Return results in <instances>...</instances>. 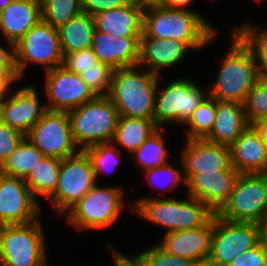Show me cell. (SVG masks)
I'll return each instance as SVG.
<instances>
[{
    "label": "cell",
    "mask_w": 267,
    "mask_h": 266,
    "mask_svg": "<svg viewBox=\"0 0 267 266\" xmlns=\"http://www.w3.org/2000/svg\"><path fill=\"white\" fill-rule=\"evenodd\" d=\"M214 28L201 13L155 2L145 4L141 37L175 39L184 42L191 50H198L215 38Z\"/></svg>",
    "instance_id": "cell-1"
},
{
    "label": "cell",
    "mask_w": 267,
    "mask_h": 266,
    "mask_svg": "<svg viewBox=\"0 0 267 266\" xmlns=\"http://www.w3.org/2000/svg\"><path fill=\"white\" fill-rule=\"evenodd\" d=\"M231 34V46L220 61L218 77L208 93L219 101L244 104L261 74L251 50L234 32Z\"/></svg>",
    "instance_id": "cell-2"
},
{
    "label": "cell",
    "mask_w": 267,
    "mask_h": 266,
    "mask_svg": "<svg viewBox=\"0 0 267 266\" xmlns=\"http://www.w3.org/2000/svg\"><path fill=\"white\" fill-rule=\"evenodd\" d=\"M138 67L114 70L108 97L120 116L153 119L157 84L163 77L139 72Z\"/></svg>",
    "instance_id": "cell-3"
},
{
    "label": "cell",
    "mask_w": 267,
    "mask_h": 266,
    "mask_svg": "<svg viewBox=\"0 0 267 266\" xmlns=\"http://www.w3.org/2000/svg\"><path fill=\"white\" fill-rule=\"evenodd\" d=\"M130 211L166 228L165 233L200 228L215 215L204 203L189 195L185 200L142 197Z\"/></svg>",
    "instance_id": "cell-4"
},
{
    "label": "cell",
    "mask_w": 267,
    "mask_h": 266,
    "mask_svg": "<svg viewBox=\"0 0 267 266\" xmlns=\"http://www.w3.org/2000/svg\"><path fill=\"white\" fill-rule=\"evenodd\" d=\"M74 141L80 151L100 143L112 142L119 112L108 96L94 100L68 112Z\"/></svg>",
    "instance_id": "cell-5"
},
{
    "label": "cell",
    "mask_w": 267,
    "mask_h": 266,
    "mask_svg": "<svg viewBox=\"0 0 267 266\" xmlns=\"http://www.w3.org/2000/svg\"><path fill=\"white\" fill-rule=\"evenodd\" d=\"M40 222L0 226V266H47Z\"/></svg>",
    "instance_id": "cell-6"
},
{
    "label": "cell",
    "mask_w": 267,
    "mask_h": 266,
    "mask_svg": "<svg viewBox=\"0 0 267 266\" xmlns=\"http://www.w3.org/2000/svg\"><path fill=\"white\" fill-rule=\"evenodd\" d=\"M120 187L93 188L66 213L68 222L78 230L104 229L112 225L124 208Z\"/></svg>",
    "instance_id": "cell-7"
},
{
    "label": "cell",
    "mask_w": 267,
    "mask_h": 266,
    "mask_svg": "<svg viewBox=\"0 0 267 266\" xmlns=\"http://www.w3.org/2000/svg\"><path fill=\"white\" fill-rule=\"evenodd\" d=\"M155 93L153 120L159 128L165 123L185 125L201 102L209 95L190 77L173 79ZM159 91V92H158Z\"/></svg>",
    "instance_id": "cell-8"
},
{
    "label": "cell",
    "mask_w": 267,
    "mask_h": 266,
    "mask_svg": "<svg viewBox=\"0 0 267 266\" xmlns=\"http://www.w3.org/2000/svg\"><path fill=\"white\" fill-rule=\"evenodd\" d=\"M225 220L260 224L267 219V173L239 174L229 201L217 213Z\"/></svg>",
    "instance_id": "cell-9"
},
{
    "label": "cell",
    "mask_w": 267,
    "mask_h": 266,
    "mask_svg": "<svg viewBox=\"0 0 267 266\" xmlns=\"http://www.w3.org/2000/svg\"><path fill=\"white\" fill-rule=\"evenodd\" d=\"M14 52L20 78L30 63L44 65L45 71L63 64L58 30L42 19L14 44Z\"/></svg>",
    "instance_id": "cell-10"
},
{
    "label": "cell",
    "mask_w": 267,
    "mask_h": 266,
    "mask_svg": "<svg viewBox=\"0 0 267 266\" xmlns=\"http://www.w3.org/2000/svg\"><path fill=\"white\" fill-rule=\"evenodd\" d=\"M97 183L91 161L84 151L61 159L58 186L48 198L57 215L65 214Z\"/></svg>",
    "instance_id": "cell-11"
},
{
    "label": "cell",
    "mask_w": 267,
    "mask_h": 266,
    "mask_svg": "<svg viewBox=\"0 0 267 266\" xmlns=\"http://www.w3.org/2000/svg\"><path fill=\"white\" fill-rule=\"evenodd\" d=\"M258 243L259 224L225 220L215 214L208 260L215 266H228Z\"/></svg>",
    "instance_id": "cell-12"
},
{
    "label": "cell",
    "mask_w": 267,
    "mask_h": 266,
    "mask_svg": "<svg viewBox=\"0 0 267 266\" xmlns=\"http://www.w3.org/2000/svg\"><path fill=\"white\" fill-rule=\"evenodd\" d=\"M26 138L47 157L64 159L80 152L72 135L68 112L65 111L47 109Z\"/></svg>",
    "instance_id": "cell-13"
},
{
    "label": "cell",
    "mask_w": 267,
    "mask_h": 266,
    "mask_svg": "<svg viewBox=\"0 0 267 266\" xmlns=\"http://www.w3.org/2000/svg\"><path fill=\"white\" fill-rule=\"evenodd\" d=\"M45 75L49 110L69 112L97 97L79 74L63 65L45 71Z\"/></svg>",
    "instance_id": "cell-14"
},
{
    "label": "cell",
    "mask_w": 267,
    "mask_h": 266,
    "mask_svg": "<svg viewBox=\"0 0 267 266\" xmlns=\"http://www.w3.org/2000/svg\"><path fill=\"white\" fill-rule=\"evenodd\" d=\"M40 209L24 179L0 173V226L30 223Z\"/></svg>",
    "instance_id": "cell-15"
},
{
    "label": "cell",
    "mask_w": 267,
    "mask_h": 266,
    "mask_svg": "<svg viewBox=\"0 0 267 266\" xmlns=\"http://www.w3.org/2000/svg\"><path fill=\"white\" fill-rule=\"evenodd\" d=\"M190 197L204 203L217 214L229 201L239 173L236 170H213L183 173Z\"/></svg>",
    "instance_id": "cell-16"
},
{
    "label": "cell",
    "mask_w": 267,
    "mask_h": 266,
    "mask_svg": "<svg viewBox=\"0 0 267 266\" xmlns=\"http://www.w3.org/2000/svg\"><path fill=\"white\" fill-rule=\"evenodd\" d=\"M8 95H5L0 107L2 123L27 135L42 118L47 107L40 105L38 92L31 85L17 90L13 95L10 93Z\"/></svg>",
    "instance_id": "cell-17"
},
{
    "label": "cell",
    "mask_w": 267,
    "mask_h": 266,
    "mask_svg": "<svg viewBox=\"0 0 267 266\" xmlns=\"http://www.w3.org/2000/svg\"><path fill=\"white\" fill-rule=\"evenodd\" d=\"M181 151L183 173H199L213 170H235L231 165L230 147L205 139H186Z\"/></svg>",
    "instance_id": "cell-18"
},
{
    "label": "cell",
    "mask_w": 267,
    "mask_h": 266,
    "mask_svg": "<svg viewBox=\"0 0 267 266\" xmlns=\"http://www.w3.org/2000/svg\"><path fill=\"white\" fill-rule=\"evenodd\" d=\"M213 217L202 227L164 233L158 245L171 255L202 262L209 259Z\"/></svg>",
    "instance_id": "cell-19"
},
{
    "label": "cell",
    "mask_w": 267,
    "mask_h": 266,
    "mask_svg": "<svg viewBox=\"0 0 267 266\" xmlns=\"http://www.w3.org/2000/svg\"><path fill=\"white\" fill-rule=\"evenodd\" d=\"M140 37H116L95 30L91 49L98 61L113 69L136 66L139 61Z\"/></svg>",
    "instance_id": "cell-20"
},
{
    "label": "cell",
    "mask_w": 267,
    "mask_h": 266,
    "mask_svg": "<svg viewBox=\"0 0 267 266\" xmlns=\"http://www.w3.org/2000/svg\"><path fill=\"white\" fill-rule=\"evenodd\" d=\"M229 147L231 165L239 174L267 173L266 146L252 125Z\"/></svg>",
    "instance_id": "cell-21"
},
{
    "label": "cell",
    "mask_w": 267,
    "mask_h": 266,
    "mask_svg": "<svg viewBox=\"0 0 267 266\" xmlns=\"http://www.w3.org/2000/svg\"><path fill=\"white\" fill-rule=\"evenodd\" d=\"M144 8L145 4L131 1L126 6L95 14V29L116 37H141Z\"/></svg>",
    "instance_id": "cell-22"
},
{
    "label": "cell",
    "mask_w": 267,
    "mask_h": 266,
    "mask_svg": "<svg viewBox=\"0 0 267 266\" xmlns=\"http://www.w3.org/2000/svg\"><path fill=\"white\" fill-rule=\"evenodd\" d=\"M191 50L184 42L175 39L140 37L138 66L160 76L162 69L177 65ZM160 71V72H159Z\"/></svg>",
    "instance_id": "cell-23"
},
{
    "label": "cell",
    "mask_w": 267,
    "mask_h": 266,
    "mask_svg": "<svg viewBox=\"0 0 267 266\" xmlns=\"http://www.w3.org/2000/svg\"><path fill=\"white\" fill-rule=\"evenodd\" d=\"M41 19V0H12L0 12V31L15 44Z\"/></svg>",
    "instance_id": "cell-24"
},
{
    "label": "cell",
    "mask_w": 267,
    "mask_h": 266,
    "mask_svg": "<svg viewBox=\"0 0 267 266\" xmlns=\"http://www.w3.org/2000/svg\"><path fill=\"white\" fill-rule=\"evenodd\" d=\"M249 125L243 104L216 100L214 125L205 140L230 146Z\"/></svg>",
    "instance_id": "cell-25"
},
{
    "label": "cell",
    "mask_w": 267,
    "mask_h": 266,
    "mask_svg": "<svg viewBox=\"0 0 267 266\" xmlns=\"http://www.w3.org/2000/svg\"><path fill=\"white\" fill-rule=\"evenodd\" d=\"M57 30L64 56L66 53L90 49L96 29L93 16L82 12Z\"/></svg>",
    "instance_id": "cell-26"
},
{
    "label": "cell",
    "mask_w": 267,
    "mask_h": 266,
    "mask_svg": "<svg viewBox=\"0 0 267 266\" xmlns=\"http://www.w3.org/2000/svg\"><path fill=\"white\" fill-rule=\"evenodd\" d=\"M158 129L153 119L120 116L112 142L133 153Z\"/></svg>",
    "instance_id": "cell-27"
},
{
    "label": "cell",
    "mask_w": 267,
    "mask_h": 266,
    "mask_svg": "<svg viewBox=\"0 0 267 266\" xmlns=\"http://www.w3.org/2000/svg\"><path fill=\"white\" fill-rule=\"evenodd\" d=\"M61 159L44 156L25 179V183L36 199L49 198L58 186Z\"/></svg>",
    "instance_id": "cell-28"
},
{
    "label": "cell",
    "mask_w": 267,
    "mask_h": 266,
    "mask_svg": "<svg viewBox=\"0 0 267 266\" xmlns=\"http://www.w3.org/2000/svg\"><path fill=\"white\" fill-rule=\"evenodd\" d=\"M43 157L44 154L25 137L1 166V173L25 180Z\"/></svg>",
    "instance_id": "cell-29"
},
{
    "label": "cell",
    "mask_w": 267,
    "mask_h": 266,
    "mask_svg": "<svg viewBox=\"0 0 267 266\" xmlns=\"http://www.w3.org/2000/svg\"><path fill=\"white\" fill-rule=\"evenodd\" d=\"M241 41L251 50L262 76H267V28L259 31L251 23L232 30Z\"/></svg>",
    "instance_id": "cell-30"
},
{
    "label": "cell",
    "mask_w": 267,
    "mask_h": 266,
    "mask_svg": "<svg viewBox=\"0 0 267 266\" xmlns=\"http://www.w3.org/2000/svg\"><path fill=\"white\" fill-rule=\"evenodd\" d=\"M80 13L81 0H41L42 20L56 29Z\"/></svg>",
    "instance_id": "cell-31"
},
{
    "label": "cell",
    "mask_w": 267,
    "mask_h": 266,
    "mask_svg": "<svg viewBox=\"0 0 267 266\" xmlns=\"http://www.w3.org/2000/svg\"><path fill=\"white\" fill-rule=\"evenodd\" d=\"M215 115L216 99L208 95L185 124L189 125L186 139H205L213 128Z\"/></svg>",
    "instance_id": "cell-32"
},
{
    "label": "cell",
    "mask_w": 267,
    "mask_h": 266,
    "mask_svg": "<svg viewBox=\"0 0 267 266\" xmlns=\"http://www.w3.org/2000/svg\"><path fill=\"white\" fill-rule=\"evenodd\" d=\"M162 129L163 128H159L139 149L133 152L137 162L140 164L139 166H141L144 171L168 163L167 156L170 154L162 138Z\"/></svg>",
    "instance_id": "cell-33"
},
{
    "label": "cell",
    "mask_w": 267,
    "mask_h": 266,
    "mask_svg": "<svg viewBox=\"0 0 267 266\" xmlns=\"http://www.w3.org/2000/svg\"><path fill=\"white\" fill-rule=\"evenodd\" d=\"M84 152L91 161L96 181L101 172L110 174L113 169L116 170L121 159V151L114 142L100 143L85 149Z\"/></svg>",
    "instance_id": "cell-34"
},
{
    "label": "cell",
    "mask_w": 267,
    "mask_h": 266,
    "mask_svg": "<svg viewBox=\"0 0 267 266\" xmlns=\"http://www.w3.org/2000/svg\"><path fill=\"white\" fill-rule=\"evenodd\" d=\"M243 105L250 125L267 115V76H260Z\"/></svg>",
    "instance_id": "cell-35"
},
{
    "label": "cell",
    "mask_w": 267,
    "mask_h": 266,
    "mask_svg": "<svg viewBox=\"0 0 267 266\" xmlns=\"http://www.w3.org/2000/svg\"><path fill=\"white\" fill-rule=\"evenodd\" d=\"M114 70L111 66L98 62L96 68L86 69L79 75L96 96H108Z\"/></svg>",
    "instance_id": "cell-36"
},
{
    "label": "cell",
    "mask_w": 267,
    "mask_h": 266,
    "mask_svg": "<svg viewBox=\"0 0 267 266\" xmlns=\"http://www.w3.org/2000/svg\"><path fill=\"white\" fill-rule=\"evenodd\" d=\"M145 172L147 182L155 188L163 187V193L165 189L171 192L180 182H185L183 171L175 169L170 163L147 169Z\"/></svg>",
    "instance_id": "cell-37"
},
{
    "label": "cell",
    "mask_w": 267,
    "mask_h": 266,
    "mask_svg": "<svg viewBox=\"0 0 267 266\" xmlns=\"http://www.w3.org/2000/svg\"><path fill=\"white\" fill-rule=\"evenodd\" d=\"M139 255L147 263V266H194L196 261L171 255L158 244Z\"/></svg>",
    "instance_id": "cell-38"
},
{
    "label": "cell",
    "mask_w": 267,
    "mask_h": 266,
    "mask_svg": "<svg viewBox=\"0 0 267 266\" xmlns=\"http://www.w3.org/2000/svg\"><path fill=\"white\" fill-rule=\"evenodd\" d=\"M98 59L94 51L90 49L77 51L74 53H66L63 56V66L74 73L80 74L89 68H96Z\"/></svg>",
    "instance_id": "cell-39"
},
{
    "label": "cell",
    "mask_w": 267,
    "mask_h": 266,
    "mask_svg": "<svg viewBox=\"0 0 267 266\" xmlns=\"http://www.w3.org/2000/svg\"><path fill=\"white\" fill-rule=\"evenodd\" d=\"M25 137L26 135L19 130L4 123L0 124V166L4 164Z\"/></svg>",
    "instance_id": "cell-40"
},
{
    "label": "cell",
    "mask_w": 267,
    "mask_h": 266,
    "mask_svg": "<svg viewBox=\"0 0 267 266\" xmlns=\"http://www.w3.org/2000/svg\"><path fill=\"white\" fill-rule=\"evenodd\" d=\"M228 266H267V254L258 243L239 255Z\"/></svg>",
    "instance_id": "cell-41"
},
{
    "label": "cell",
    "mask_w": 267,
    "mask_h": 266,
    "mask_svg": "<svg viewBox=\"0 0 267 266\" xmlns=\"http://www.w3.org/2000/svg\"><path fill=\"white\" fill-rule=\"evenodd\" d=\"M82 12L91 16L114 8L126 6L132 0H81Z\"/></svg>",
    "instance_id": "cell-42"
},
{
    "label": "cell",
    "mask_w": 267,
    "mask_h": 266,
    "mask_svg": "<svg viewBox=\"0 0 267 266\" xmlns=\"http://www.w3.org/2000/svg\"><path fill=\"white\" fill-rule=\"evenodd\" d=\"M108 246L113 256V264L115 266H147V263L139 254L133 255V257H128L123 253L121 254V252L113 249L111 244H108Z\"/></svg>",
    "instance_id": "cell-43"
},
{
    "label": "cell",
    "mask_w": 267,
    "mask_h": 266,
    "mask_svg": "<svg viewBox=\"0 0 267 266\" xmlns=\"http://www.w3.org/2000/svg\"><path fill=\"white\" fill-rule=\"evenodd\" d=\"M18 79L20 77L16 68H0V92L4 96L11 93V85Z\"/></svg>",
    "instance_id": "cell-44"
},
{
    "label": "cell",
    "mask_w": 267,
    "mask_h": 266,
    "mask_svg": "<svg viewBox=\"0 0 267 266\" xmlns=\"http://www.w3.org/2000/svg\"><path fill=\"white\" fill-rule=\"evenodd\" d=\"M7 44L10 49L3 48L0 45V68H16L14 44L10 42Z\"/></svg>",
    "instance_id": "cell-45"
},
{
    "label": "cell",
    "mask_w": 267,
    "mask_h": 266,
    "mask_svg": "<svg viewBox=\"0 0 267 266\" xmlns=\"http://www.w3.org/2000/svg\"><path fill=\"white\" fill-rule=\"evenodd\" d=\"M158 2L163 6H167L170 8L188 10L187 7L191 5L193 0H159Z\"/></svg>",
    "instance_id": "cell-46"
},
{
    "label": "cell",
    "mask_w": 267,
    "mask_h": 266,
    "mask_svg": "<svg viewBox=\"0 0 267 266\" xmlns=\"http://www.w3.org/2000/svg\"><path fill=\"white\" fill-rule=\"evenodd\" d=\"M251 125L255 128V130L260 135V138L262 142L264 143V145L266 146V150H267V122L261 119V120L255 121Z\"/></svg>",
    "instance_id": "cell-47"
},
{
    "label": "cell",
    "mask_w": 267,
    "mask_h": 266,
    "mask_svg": "<svg viewBox=\"0 0 267 266\" xmlns=\"http://www.w3.org/2000/svg\"><path fill=\"white\" fill-rule=\"evenodd\" d=\"M259 243L267 254V219L259 224Z\"/></svg>",
    "instance_id": "cell-48"
},
{
    "label": "cell",
    "mask_w": 267,
    "mask_h": 266,
    "mask_svg": "<svg viewBox=\"0 0 267 266\" xmlns=\"http://www.w3.org/2000/svg\"><path fill=\"white\" fill-rule=\"evenodd\" d=\"M11 2H12V0H0V12L4 8H6Z\"/></svg>",
    "instance_id": "cell-49"
},
{
    "label": "cell",
    "mask_w": 267,
    "mask_h": 266,
    "mask_svg": "<svg viewBox=\"0 0 267 266\" xmlns=\"http://www.w3.org/2000/svg\"><path fill=\"white\" fill-rule=\"evenodd\" d=\"M194 266H215L212 264L209 260L202 261V262H196Z\"/></svg>",
    "instance_id": "cell-50"
},
{
    "label": "cell",
    "mask_w": 267,
    "mask_h": 266,
    "mask_svg": "<svg viewBox=\"0 0 267 266\" xmlns=\"http://www.w3.org/2000/svg\"><path fill=\"white\" fill-rule=\"evenodd\" d=\"M132 1H137L143 4H149V3H155L158 2L159 0H132Z\"/></svg>",
    "instance_id": "cell-51"
},
{
    "label": "cell",
    "mask_w": 267,
    "mask_h": 266,
    "mask_svg": "<svg viewBox=\"0 0 267 266\" xmlns=\"http://www.w3.org/2000/svg\"><path fill=\"white\" fill-rule=\"evenodd\" d=\"M4 95L0 92V107L2 105L3 99H4Z\"/></svg>",
    "instance_id": "cell-52"
},
{
    "label": "cell",
    "mask_w": 267,
    "mask_h": 266,
    "mask_svg": "<svg viewBox=\"0 0 267 266\" xmlns=\"http://www.w3.org/2000/svg\"><path fill=\"white\" fill-rule=\"evenodd\" d=\"M253 1L258 2V3H259V2L261 3V2H263L264 0H253Z\"/></svg>",
    "instance_id": "cell-53"
},
{
    "label": "cell",
    "mask_w": 267,
    "mask_h": 266,
    "mask_svg": "<svg viewBox=\"0 0 267 266\" xmlns=\"http://www.w3.org/2000/svg\"><path fill=\"white\" fill-rule=\"evenodd\" d=\"M2 123V115H1V112H0V124Z\"/></svg>",
    "instance_id": "cell-54"
},
{
    "label": "cell",
    "mask_w": 267,
    "mask_h": 266,
    "mask_svg": "<svg viewBox=\"0 0 267 266\" xmlns=\"http://www.w3.org/2000/svg\"><path fill=\"white\" fill-rule=\"evenodd\" d=\"M263 120H264L265 122H267V115L263 118Z\"/></svg>",
    "instance_id": "cell-55"
}]
</instances>
